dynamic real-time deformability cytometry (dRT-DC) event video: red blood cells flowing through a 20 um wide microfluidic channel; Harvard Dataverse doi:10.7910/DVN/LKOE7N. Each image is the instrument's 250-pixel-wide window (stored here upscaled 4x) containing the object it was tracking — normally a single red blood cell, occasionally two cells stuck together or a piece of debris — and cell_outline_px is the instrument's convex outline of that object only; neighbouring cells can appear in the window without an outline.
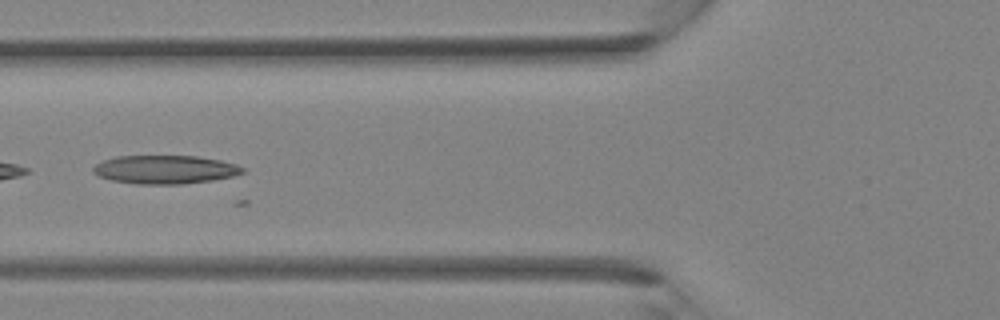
{"species": "Egyptian fruit bat (a non-hibernating species)", "species_latin": "Rousettus aegyptiacus", "temperature_condition": "room temperature", "stored_images_in_passage": 21, "camera_frame_rate_fps": 3000, "um_per_image_px": 0.085, "animal": {"sex": "female"}, "frame": {"image": 1, "passage_image": 11, "time_ms": 3.333, "image_size_px": [1000, 320], "cell_outline_px": [[244, 172], [232, 176], [212, 180], [184, 184], [136, 184], [112, 180], [100, 176], [92, 172], [92, 168], [100, 160], [116, 156], [196, 156], [220, 160], [236, 164], [244, 168]], "centroid_in_image_um": [14.0, 14.41], "position_along_channel_um": 111.8, "area_um2": 24.85}}
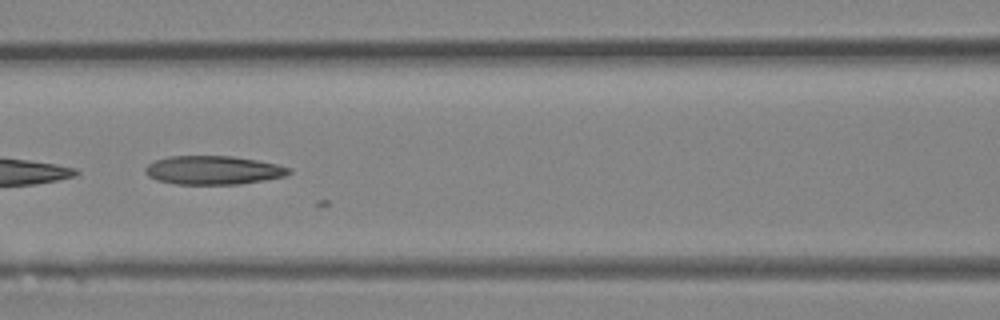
{"frame": {"image": 2, "passage_image": 13, "time_ms": 4.0, "image_size_px": [1000, 320], "cell_outline_px": [[292, 172], [284, 176], [264, 180], [240, 184], [176, 184], [156, 180], [148, 176], [144, 172], [144, 168], [148, 164], [156, 160], [168, 156], [232, 156], [256, 160], [276, 164], [292, 168]], "centroid_in_image_um": [18.11, 14.46], "position_along_channel_um": 148.5, "area_um2": 24.04}}